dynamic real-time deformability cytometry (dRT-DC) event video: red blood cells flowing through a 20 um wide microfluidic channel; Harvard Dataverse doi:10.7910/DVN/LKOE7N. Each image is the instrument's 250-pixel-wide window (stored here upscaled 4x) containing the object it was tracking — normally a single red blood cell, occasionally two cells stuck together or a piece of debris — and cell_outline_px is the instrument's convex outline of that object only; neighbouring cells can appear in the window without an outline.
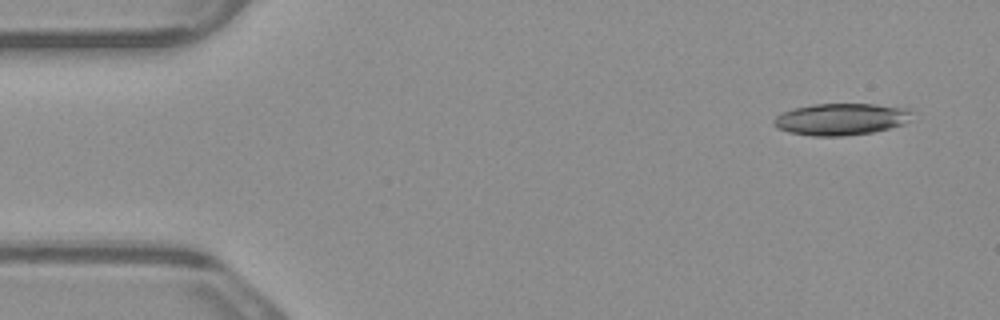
{"species": "common noctule bat (a hibernating species)", "species_latin": "Nyctalus noctula", "temperature_condition": "warm", "stored_images_in_passage": 4, "camera_frame_rate_fps": 3000, "um_per_image_px": 0.085, "animal": {"sex": "male", "body_mass_g": 23.1, "forearm_length_mm": 52.7}, "frame": {"image": 1, "passage_image": 1, "time_ms": 0.0, "image_size_px": [1000, 320], "cell_outline_px": [[912, 112], [908, 120], [904, 124], [872, 132], [844, 136], [812, 136], [788, 132], [776, 128], [772, 124], [772, 120], [776, 116], [792, 108], [816, 104], [876, 104], [912, 108]], "centroid_in_image_um": [71.47, 10.13], "position_along_channel_um": 13.5, "area_um2": 25.78}}